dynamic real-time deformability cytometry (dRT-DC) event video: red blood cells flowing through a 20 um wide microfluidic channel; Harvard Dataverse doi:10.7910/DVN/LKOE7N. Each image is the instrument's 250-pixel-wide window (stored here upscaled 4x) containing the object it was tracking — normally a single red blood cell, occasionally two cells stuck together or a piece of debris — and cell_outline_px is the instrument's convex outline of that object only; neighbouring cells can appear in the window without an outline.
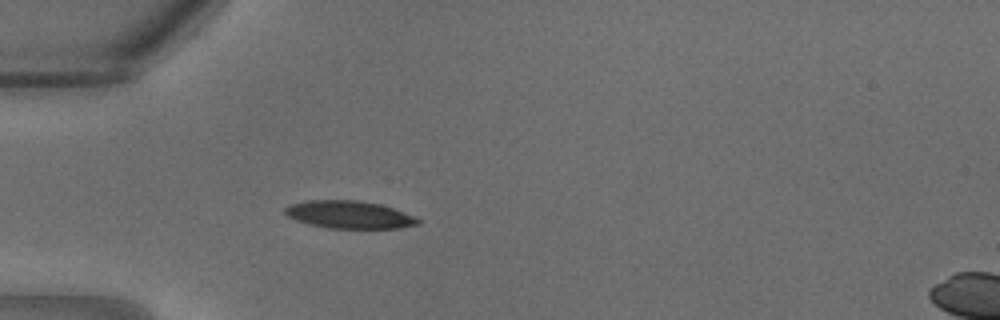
{"species": "common noctule bat (a hibernating species)", "species_latin": "Nyctalus noctula", "temperature_condition": "warm", "stored_images_in_passage": 11, "camera_frame_rate_fps": 3000, "um_per_image_px": 0.085, "animal": {"sex": "male", "body_mass_g": 18.8}, "frame": {"image": 1, "passage_image": 1, "time_ms": 0.0, "image_size_px": [1000, 320], "cell_outline_px": [[420, 224], [400, 228], [328, 228], [308, 224], [296, 220], [288, 216], [284, 212], [284, 208], [288, 204], [304, 200], [360, 200], [380, 204], [416, 216], [420, 220]], "centroid_in_image_um": [29.67, 18.24], "position_along_channel_um": 55.3, "area_um2": 21.62}}
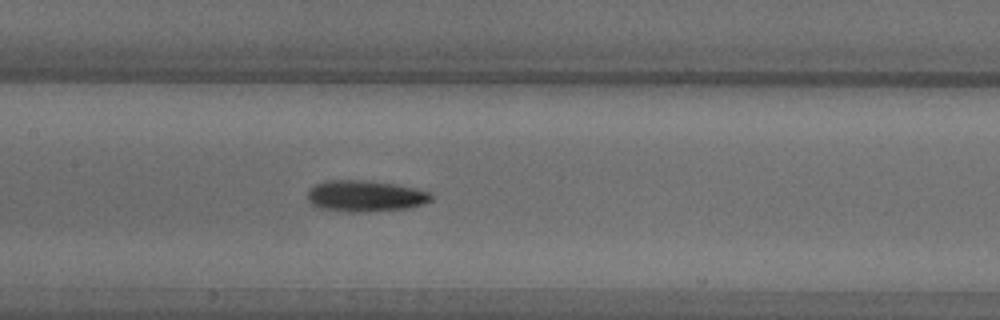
{"frame": {"image": 2, "passage_image": 7, "time_ms": 2.0, "image_size_px": [1000, 320], "cell_outline_px": [[432, 200], [424, 204], [408, 208], [360, 212], [348, 212], [316, 208], [308, 200], [308, 192], [316, 184], [328, 180], [368, 180], [396, 184], [416, 188], [432, 192]], "centroid_in_image_um": [31.07, 16.66], "position_along_channel_um": 176.3, "area_um2": 22.72}}
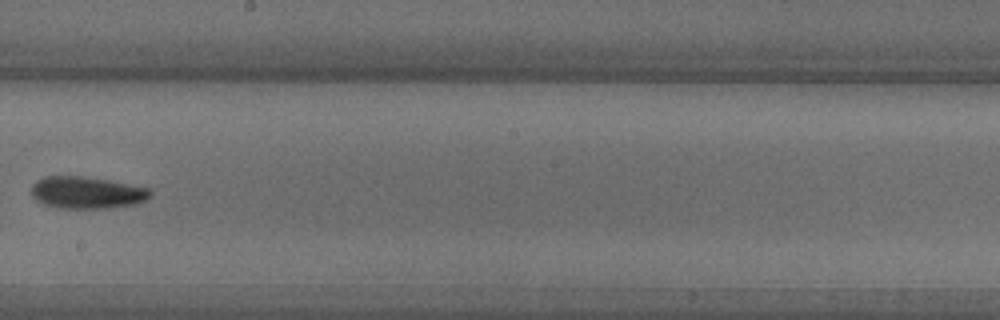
{"frame": {"image": 3, "passage_image": 10, "time_ms": 3.0, "image_size_px": [1000, 320], "cell_outline_px": [[152, 196], [136, 204], [108, 208], [60, 208], [44, 204], [36, 200], [32, 196], [32, 184], [36, 180], [44, 176], [84, 176], [108, 180], [148, 188], [152, 192]], "centroid_in_image_um": [7.36, 16.37], "position_along_channel_um": 240.8, "area_um2": 22.2}}